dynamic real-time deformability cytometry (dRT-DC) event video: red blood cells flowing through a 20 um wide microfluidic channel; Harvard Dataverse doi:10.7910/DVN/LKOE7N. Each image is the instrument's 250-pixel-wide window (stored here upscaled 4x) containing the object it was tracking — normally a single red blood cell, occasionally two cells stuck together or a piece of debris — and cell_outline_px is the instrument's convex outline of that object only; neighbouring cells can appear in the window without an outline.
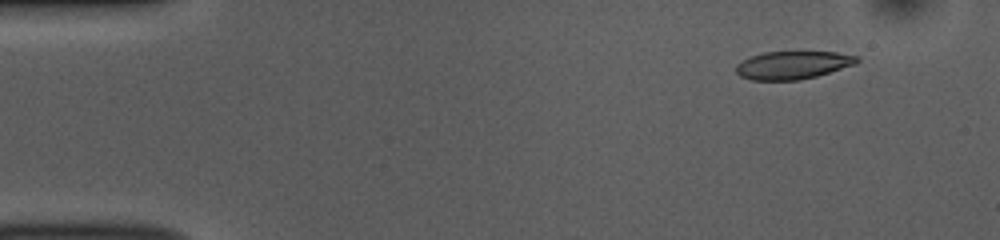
{"species": "common noctule bat (a hibernating species)", "species_latin": "Nyctalus noctula", "temperature_condition": "room temperature", "stored_images_in_passage": 51, "camera_frame_rate_fps": 3000, "um_per_image_px": 0.085, "animal": {"sex": "female", "body_mass_g": 10.0, "forearm_length_mm": 53.1}, "frame": {"image": 1, "passage_image": 5, "time_ms": 1.333, "image_size_px": [1000, 240], "cell_outline_px": [[860, 60], [856, 64], [816, 76], [800, 80], [752, 80], [740, 76], [736, 72], [736, 64], [752, 56], [764, 52], [836, 52], [860, 56]], "centroid_in_image_um": [67.41, 5.53], "position_along_channel_um": 17.6, "area_um2": 19.65}}
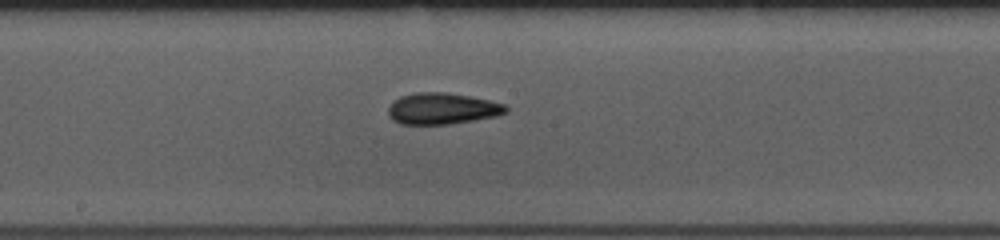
{"frame": {"image": 2, "passage_image": 27, "time_ms": 8.667, "image_size_px": [1000, 240], "cell_outline_px": [[508, 112], [496, 116], [448, 124], [400, 124], [392, 120], [388, 116], [388, 108], [400, 96], [412, 92], [444, 92], [468, 96], [488, 100], [504, 104], [508, 108]], "centroid_in_image_um": [37.56, 9.23], "position_along_channel_um": 210.6, "area_um2": 21.39}}
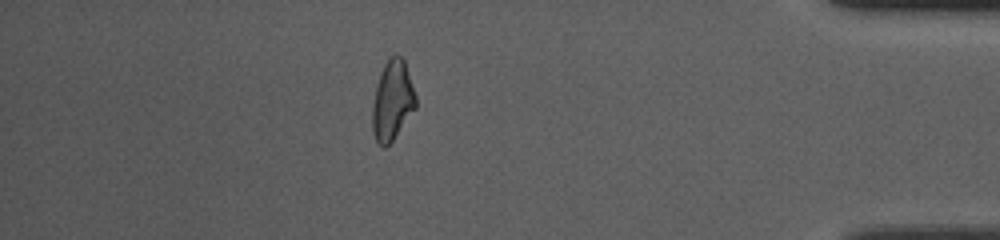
{"frame": {"image": 3, "passage_image": 45, "time_ms": 14.667, "image_size_px": [1000, 240], "cell_outline_px": [[416, 108], [392, 140], [384, 148], [376, 140], [372, 132], [372, 104], [376, 88], [384, 64], [396, 52], [404, 60], [416, 96]], "centroid_in_image_um": [33.35, 8.55], "position_along_channel_um": 401.9, "area_um2": 19.88}, "authors_computed_cell_mechanics": {"area_um2": 20.8658, "velocity_mm_per_s": 3.8674, "shape_relaxation_time_tau1_ms": 3.9499, "shape_relaxation_time_tau2_ms": 3.7156, "deformation_change_tau1": 0.1116, "deformation_change_tau2": 0.1098}}